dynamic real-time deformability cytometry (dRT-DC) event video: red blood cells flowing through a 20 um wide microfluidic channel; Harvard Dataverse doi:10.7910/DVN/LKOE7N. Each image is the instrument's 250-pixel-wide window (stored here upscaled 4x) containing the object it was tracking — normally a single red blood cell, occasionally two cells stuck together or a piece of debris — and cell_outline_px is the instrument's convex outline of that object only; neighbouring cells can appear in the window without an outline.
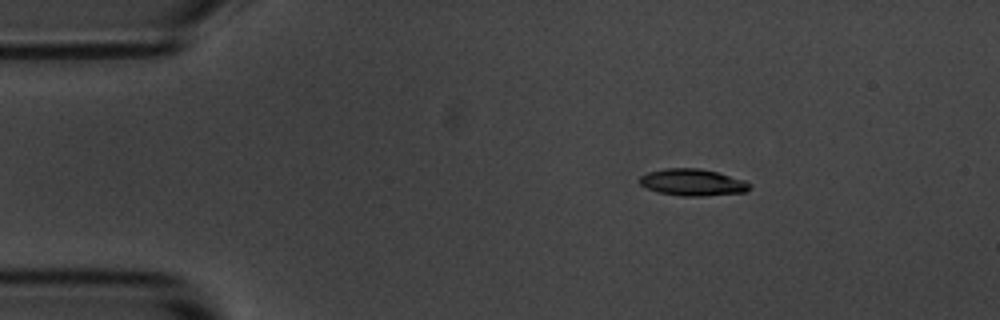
{"species": "common noctule bat (a hibernating species)", "species_latin": "Nyctalus noctula", "temperature_condition": "room temperature", "stored_images_in_passage": 4, "camera_frame_rate_fps": 3000, "um_per_image_px": 0.085, "animal": {"sex": "male", "body_mass_g": 20.1, "forearm_length_mm": 53.5}, "frame": {"image": 1, "passage_image": 1, "time_ms": 0.0, "image_size_px": [1000, 320], "cell_outline_px": [[752, 188], [744, 192], [704, 196], [684, 196], [660, 192], [648, 188], [640, 184], [640, 176], [648, 172], [664, 168], [700, 168], [716, 172], [744, 180], [752, 184]], "centroid_in_image_um": [58.9, 15.49], "position_along_channel_um": 26.1, "area_um2": 17.05}}